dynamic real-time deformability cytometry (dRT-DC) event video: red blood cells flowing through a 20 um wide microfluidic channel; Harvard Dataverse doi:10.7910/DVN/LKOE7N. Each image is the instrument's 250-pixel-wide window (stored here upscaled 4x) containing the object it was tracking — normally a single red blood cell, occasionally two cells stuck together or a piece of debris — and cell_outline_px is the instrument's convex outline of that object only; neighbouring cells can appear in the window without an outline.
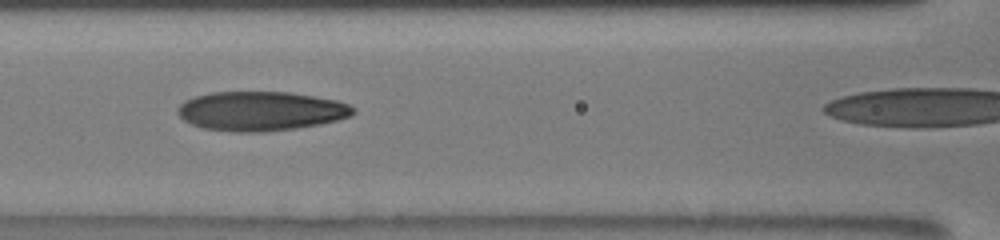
{"species": "human", "species_latin": "Homo sapiens", "temperature_condition": "room temperature", "stored_images_in_passage": 15, "camera_frame_rate_fps": 3000, "um_per_image_px": 0.085, "donor": {"sex": "male"}, "frame": {"image": 1, "passage_image": 13, "time_ms": 8.333, "image_size_px": [1000, 240], "cell_outline_px": [[356, 112], [352, 116], [320, 124], [296, 128], [264, 132], [232, 132], [204, 128], [192, 124], [184, 120], [176, 112], [176, 108], [184, 100], [196, 96], [212, 92], [288, 92], [336, 100], [348, 104]], "centroid_in_image_um": [22.14, 9.44], "position_along_channel_um": 144.5, "area_um2": 40.17}}